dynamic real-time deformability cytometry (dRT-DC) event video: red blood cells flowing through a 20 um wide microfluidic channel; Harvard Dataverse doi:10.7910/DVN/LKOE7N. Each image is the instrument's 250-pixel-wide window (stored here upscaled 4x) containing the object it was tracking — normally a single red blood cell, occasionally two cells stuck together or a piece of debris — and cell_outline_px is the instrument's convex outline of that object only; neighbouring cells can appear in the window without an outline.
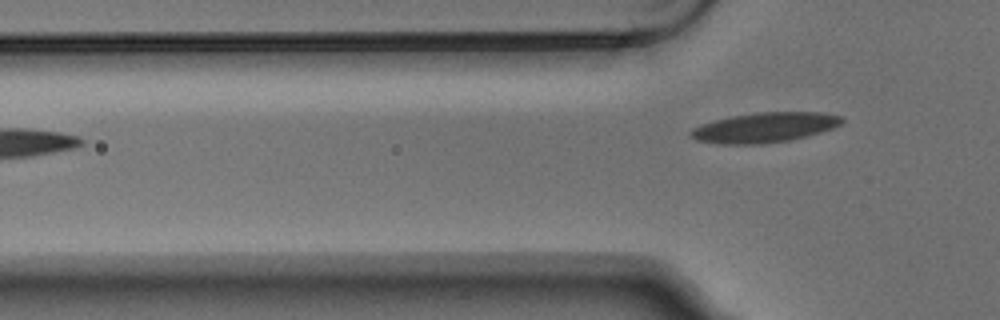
{"species": "Egyptian fruit bat (a non-hibernating species)", "species_latin": "Rousettus aegyptiacus", "temperature_condition": "warm", "stored_images_in_passage": 5, "camera_frame_rate_fps": 3000, "um_per_image_px": 0.085, "animal": {"sex": "male"}, "frame": {"image": 1, "passage_image": 5, "time_ms": 1.333, "image_size_px": [1000, 320], "cell_outline_px": [[844, 120], [840, 124], [832, 128], [820, 132], [788, 140], [760, 144], [716, 144], [696, 140], [688, 132], [692, 128], [716, 120], [732, 116], [756, 112], [824, 112], [844, 116]], "centroid_in_image_um": [65.0, 10.83], "position_along_channel_um": 60.8, "area_um2": 26.24}}